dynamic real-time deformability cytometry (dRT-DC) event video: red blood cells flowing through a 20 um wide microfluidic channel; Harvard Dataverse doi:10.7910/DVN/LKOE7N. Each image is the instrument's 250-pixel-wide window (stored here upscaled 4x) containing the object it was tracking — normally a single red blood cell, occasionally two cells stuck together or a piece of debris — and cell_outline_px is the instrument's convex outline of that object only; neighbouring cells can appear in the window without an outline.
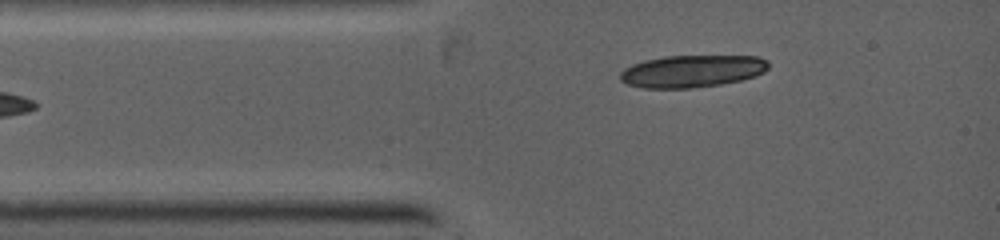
{"species": "common noctule bat (a hibernating species)", "species_latin": "Nyctalus noctula", "temperature_condition": "warm", "stored_images_in_passage": 3, "camera_frame_rate_fps": 5000, "um_per_image_px": 0.085, "animal": {"sex": "female", "body_mass_g": 19.0, "forearm_length_mm": 53.3}, "frame": {"image": 1, "passage_image": 2, "time_ms": 0.4, "image_size_px": [1000, 240], "cell_outline_px": [[768, 68], [764, 72], [756, 76], [740, 80], [720, 84], [688, 88], [640, 88], [628, 84], [620, 80], [620, 72], [624, 68], [632, 64], [644, 60], [664, 56], [756, 56], [768, 60]], "centroid_in_image_um": [58.8, 6.04], "position_along_channel_um": 26.2, "area_um2": 27.92}}